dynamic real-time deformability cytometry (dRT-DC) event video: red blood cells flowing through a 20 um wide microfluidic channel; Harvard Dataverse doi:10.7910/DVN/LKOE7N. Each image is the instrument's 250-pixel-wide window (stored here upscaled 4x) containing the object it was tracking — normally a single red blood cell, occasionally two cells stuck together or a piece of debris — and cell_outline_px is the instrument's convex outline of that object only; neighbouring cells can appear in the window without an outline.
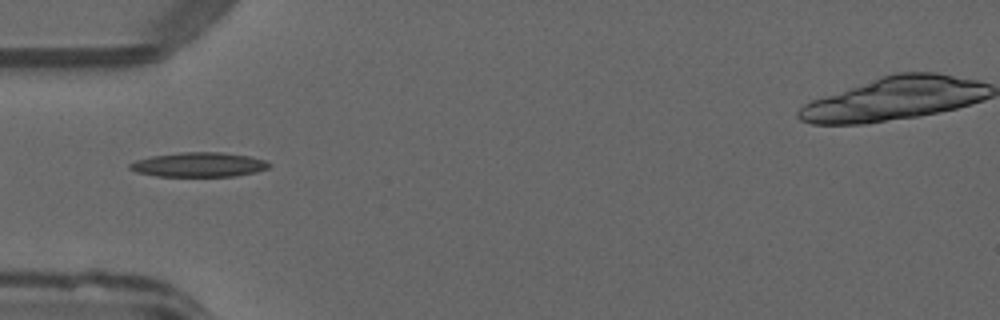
{"species": "common noctule bat (a hibernating species)", "species_latin": "Nyctalus noctula", "temperature_condition": "warm", "stored_images_in_passage": 36, "segment_of_instrument_passage": [1, 2], "camera_frame_rate_fps": 3000, "um_per_image_px": 0.085, "animal": {"sex": "male", "forearm_length_mm": 52.5}, "frame": {"image": 1, "passage_image": 1, "time_ms": 0.0, "image_size_px": [1000, 320], "cell_outline_px": [[272, 164], [268, 168], [256, 172], [232, 176], [156, 176], [136, 172], [128, 168], [128, 164], [136, 160], [152, 156], [180, 152], [220, 152], [248, 156], [264, 160]], "centroid_in_image_um": [16.87, 13.99], "position_along_channel_um": 68.1, "area_um2": 19.83}}
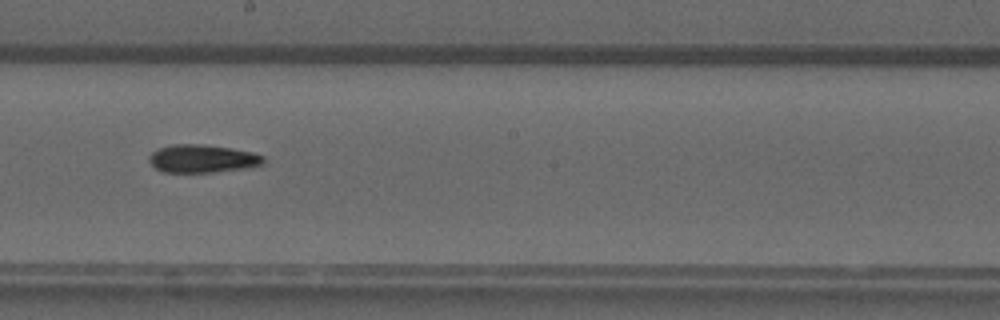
{"frame": {"image": 2, "passage_image": 13, "time_ms": 4.0, "image_size_px": [1000, 320], "cell_outline_px": [[264, 164], [244, 168], [212, 172], [164, 172], [156, 168], [148, 160], [148, 156], [152, 152], [160, 148], [172, 144], [204, 144], [252, 152], [264, 156]], "centroid_in_image_um": [17.19, 13.48], "position_along_channel_um": 231.0, "area_um2": 18.5}}
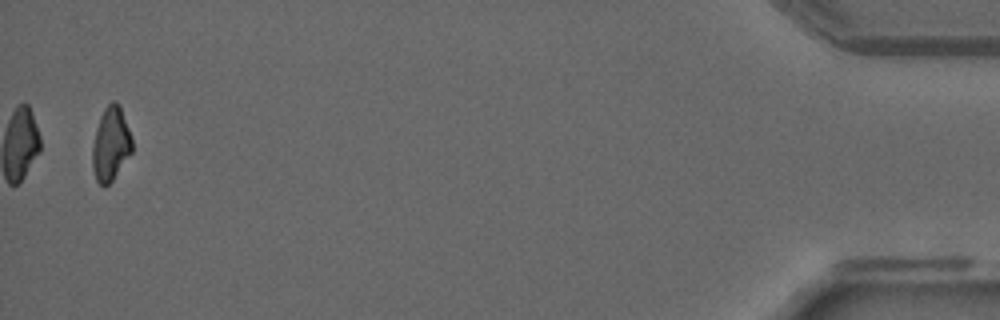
{"frame": {"image": 3, "passage_image": 34, "time_ms": 11.0, "image_size_px": [1000, 320], "cell_outline_px": [[132, 152], [112, 180], [104, 188], [96, 180], [92, 168], [92, 148], [96, 128], [100, 116], [104, 108], [112, 100], [116, 100], [120, 108], [128, 128], [132, 140]], "centroid_in_image_um": [9.39, 12.25], "position_along_channel_um": 425.8, "area_um2": 16.94}}